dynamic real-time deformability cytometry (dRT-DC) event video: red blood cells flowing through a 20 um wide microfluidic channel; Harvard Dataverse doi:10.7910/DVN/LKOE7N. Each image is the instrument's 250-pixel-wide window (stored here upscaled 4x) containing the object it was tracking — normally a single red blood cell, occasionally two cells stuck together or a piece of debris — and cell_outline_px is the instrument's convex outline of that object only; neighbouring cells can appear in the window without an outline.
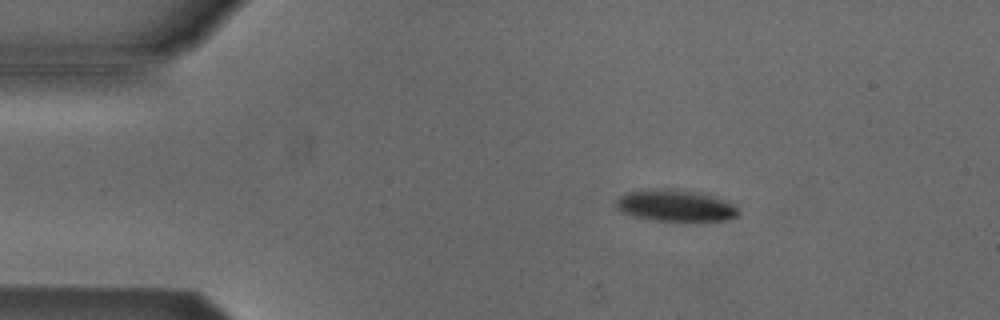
{"species": "Egyptian fruit bat (a non-hibernating species)", "species_latin": "Rousettus aegyptiacus", "temperature_condition": "cold", "stored_images_in_passage": 6, "camera_frame_rate_fps": 3000, "um_per_image_px": 0.085, "animal": {"sex": "male"}, "frame": {"image": 1, "passage_image": 3, "time_ms": 2.0, "image_size_px": [1000, 320], "cell_outline_px": [[740, 212], [736, 216], [728, 220], [656, 220], [632, 216], [620, 212], [616, 208], [616, 200], [620, 196], [628, 192], [660, 188], [668, 188], [692, 192], [708, 196], [720, 200], [736, 208]], "centroid_in_image_um": [57.29, 17.48], "position_along_channel_um": 27.7, "area_um2": 21.73}}
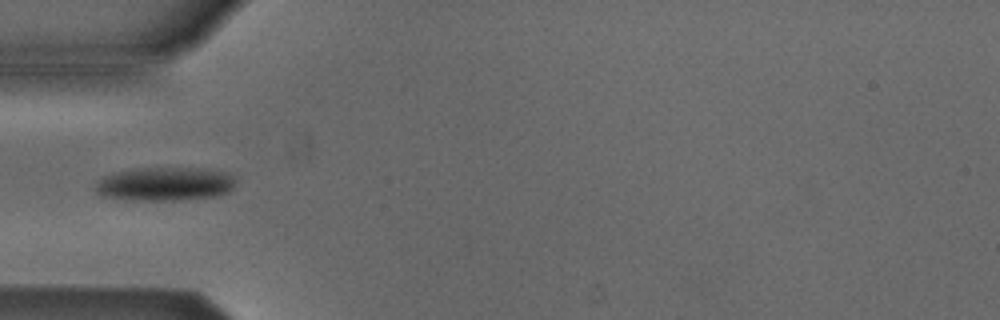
{"frame": {"image": 2, "passage_image": 5, "time_ms": 4.667, "image_size_px": [1000, 320], "cell_outline_px": [[232, 188], [228, 192], [216, 196], [180, 200], [124, 200], [100, 196], [96, 192], [96, 184], [104, 176], [116, 172], [136, 168], [208, 168], [228, 172], [232, 176]], "centroid_in_image_um": [13.99, 15.64], "position_along_channel_um": 71.0, "area_um2": 27.63}}
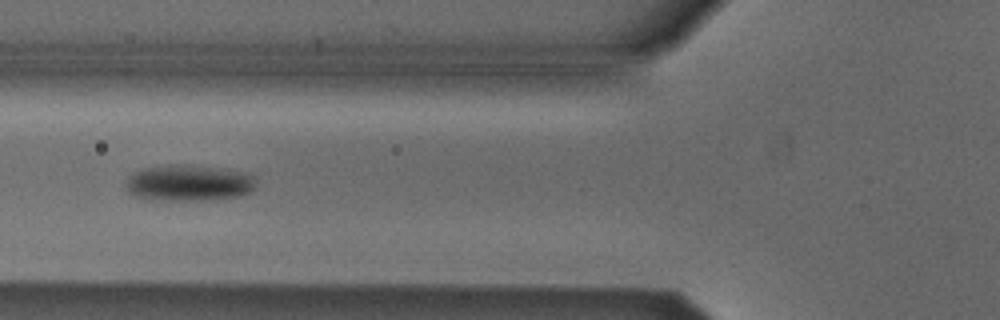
{"frame": {"image": 3, "passage_image": 6, "time_ms": 5.667, "image_size_px": [1000, 320], "cell_outline_px": [[256, 180], [252, 192], [240, 196], [216, 200], [160, 200], [132, 196], [128, 188], [128, 176], [132, 172], [140, 168], [168, 164], [180, 164], [224, 168], [244, 172], [252, 176]], "centroid_in_image_um": [16.06, 15.54], "position_along_channel_um": 109.7, "area_um2": 27.86}}